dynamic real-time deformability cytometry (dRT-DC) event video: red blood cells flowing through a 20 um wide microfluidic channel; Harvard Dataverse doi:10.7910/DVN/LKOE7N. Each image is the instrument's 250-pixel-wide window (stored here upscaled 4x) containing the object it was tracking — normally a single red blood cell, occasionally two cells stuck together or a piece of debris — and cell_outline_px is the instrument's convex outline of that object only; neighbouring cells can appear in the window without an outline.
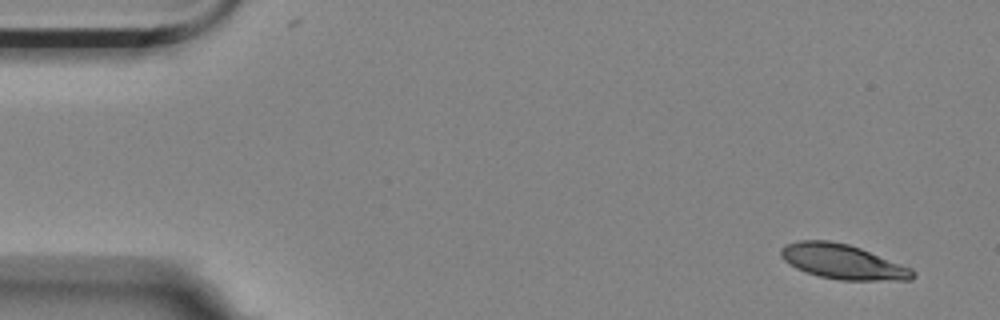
{"species": "Egyptian fruit bat (a non-hibernating species)", "species_latin": "Rousettus aegyptiacus", "temperature_condition": "room temperature", "stored_images_in_passage": 8, "camera_frame_rate_fps": 3000, "um_per_image_px": 0.085, "animal": {"sex": "female"}, "frame": {"image": 1, "passage_image": 2, "time_ms": 0.333, "image_size_px": [1000, 320], "cell_outline_px": [[916, 276], [912, 280], [840, 280], [820, 276], [796, 268], [784, 260], [780, 256], [780, 248], [784, 244], [800, 240], [828, 240], [848, 244], [860, 248], [912, 268], [916, 272]], "centroid_in_image_um": [71.64, 22.24], "position_along_channel_um": 13.4, "area_um2": 26.7}}
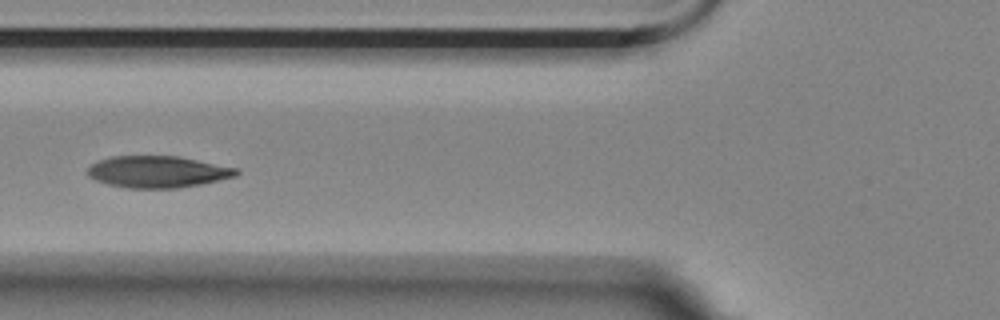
{"frame": {"image": 2, "passage_image": 7, "time_ms": 2.0, "image_size_px": [1000, 320], "cell_outline_px": [[240, 172], [236, 176], [200, 184], [176, 188], [128, 188], [108, 184], [96, 180], [88, 176], [88, 168], [92, 164], [100, 160], [112, 156], [180, 156], [236, 168]], "centroid_in_image_um": [13.4, 14.6], "position_along_channel_um": 112.4, "area_um2": 27.28}}
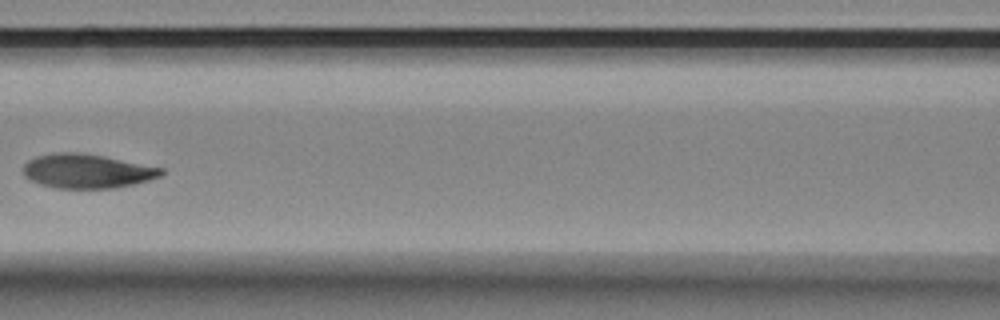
{"frame": {"image": 3, "passage_image": 8, "time_ms": 2.333, "image_size_px": [1000, 320], "cell_outline_px": [[164, 172], [160, 176], [148, 180], [116, 188], [56, 188], [40, 184], [28, 180], [24, 176], [24, 164], [28, 160], [36, 156], [56, 152], [80, 152], [164, 168]], "centroid_in_image_um": [7.35, 14.54], "position_along_channel_um": 159.2, "area_um2": 27.4}}